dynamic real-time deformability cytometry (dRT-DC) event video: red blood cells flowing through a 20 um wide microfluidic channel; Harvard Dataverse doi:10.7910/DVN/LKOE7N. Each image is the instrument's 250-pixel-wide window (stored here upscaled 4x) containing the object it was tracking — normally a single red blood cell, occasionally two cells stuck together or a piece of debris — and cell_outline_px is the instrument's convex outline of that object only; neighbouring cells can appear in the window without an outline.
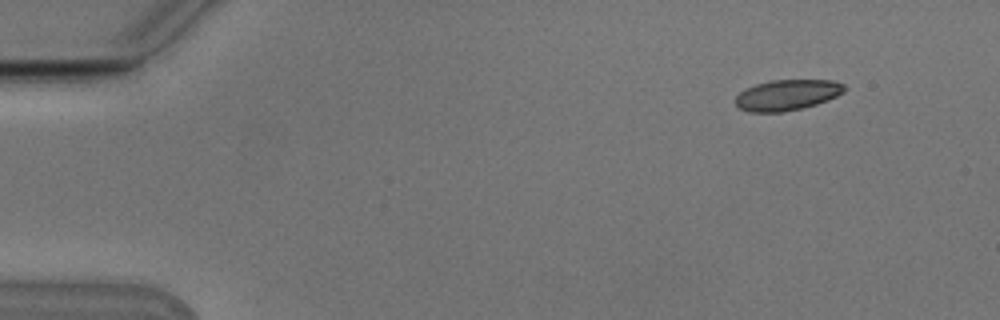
{"species": "Egyptian fruit bat (a non-hibernating species)", "species_latin": "Rousettus aegyptiacus", "temperature_condition": "cold", "stored_images_in_passage": 50, "camera_frame_rate_fps": 3000, "um_per_image_px": 0.085, "animal": {"sex": "male"}, "frame": {"image": 1, "passage_image": 1, "time_ms": 0.0, "image_size_px": [1000, 320], "cell_outline_px": [[844, 92], [828, 100], [804, 108], [784, 112], [748, 112], [740, 108], [736, 104], [736, 96], [744, 88], [756, 84], [772, 80], [836, 80], [844, 84]], "centroid_in_image_um": [66.91, 8.07], "position_along_channel_um": 18.1, "area_um2": 19.59}}
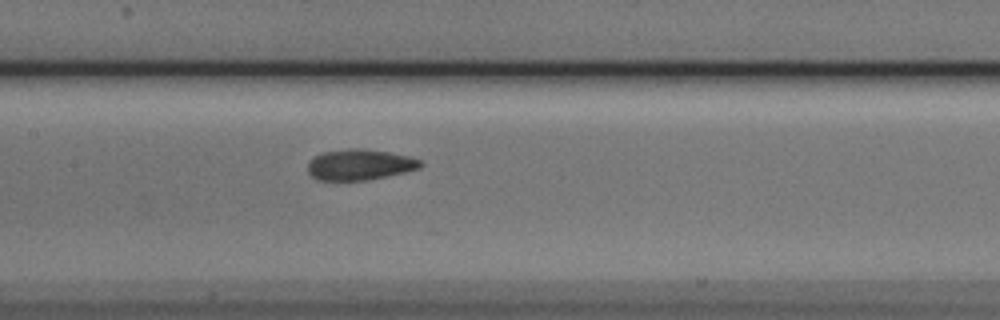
{"frame": {"image": 2, "passage_image": 22, "time_ms": 7.0, "image_size_px": [1000, 320], "cell_outline_px": [[424, 164], [420, 168], [404, 172], [368, 180], [316, 180], [308, 172], [308, 164], [316, 156], [324, 152], [348, 148], [356, 148], [388, 152], [408, 156], [420, 160]], "centroid_in_image_um": [30.58, 14.0], "position_along_channel_um": 176.8, "area_um2": 20.0}}
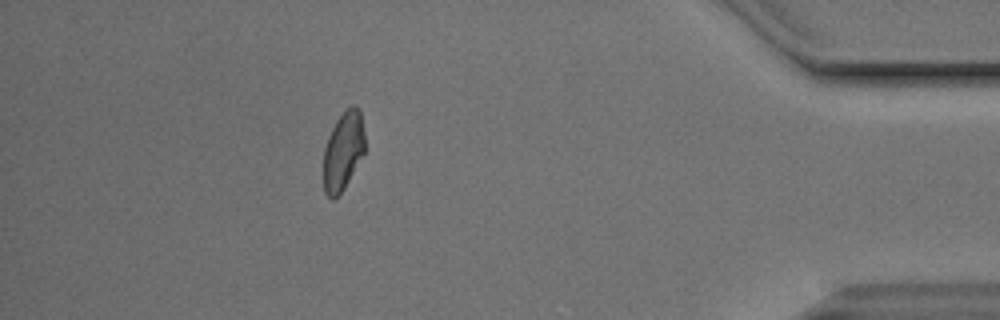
{"frame": {"image": 3, "passage_image": 44, "time_ms": 14.333, "image_size_px": [1000, 320], "cell_outline_px": [[364, 152], [344, 188], [332, 200], [324, 192], [324, 148], [328, 136], [336, 120], [352, 104], [356, 104], [360, 108], [364, 132]], "centroid_in_image_um": [29.17, 12.79], "position_along_channel_um": 406.0, "area_um2": 18.73}, "authors_computed_cell_mechanics": {"area_um2": 20.0566, "velocity_mm_per_s": 3.7779, "shape_relaxation_time_tau1_ms": 4.861, "shape_relaxation_time_tau2_ms": 1.8467, "deformation_change_tau1": 0.1482, "deformation_change_tau2": 0.0792}}